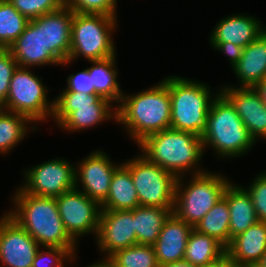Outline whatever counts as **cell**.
Here are the masks:
<instances>
[{"instance_id":"obj_39","label":"cell","mask_w":266,"mask_h":267,"mask_svg":"<svg viewBox=\"0 0 266 267\" xmlns=\"http://www.w3.org/2000/svg\"><path fill=\"white\" fill-rule=\"evenodd\" d=\"M253 88L259 94L260 99L266 105V78L257 83Z\"/></svg>"},{"instance_id":"obj_6","label":"cell","mask_w":266,"mask_h":267,"mask_svg":"<svg viewBox=\"0 0 266 267\" xmlns=\"http://www.w3.org/2000/svg\"><path fill=\"white\" fill-rule=\"evenodd\" d=\"M117 20L113 16L74 12L70 54L68 60L61 65L75 62L81 56L88 62L117 56L113 40V32L118 26Z\"/></svg>"},{"instance_id":"obj_37","label":"cell","mask_w":266,"mask_h":267,"mask_svg":"<svg viewBox=\"0 0 266 267\" xmlns=\"http://www.w3.org/2000/svg\"><path fill=\"white\" fill-rule=\"evenodd\" d=\"M66 81L67 85L61 92H77L88 95L96 94L87 68L77 72V74L69 75Z\"/></svg>"},{"instance_id":"obj_15","label":"cell","mask_w":266,"mask_h":267,"mask_svg":"<svg viewBox=\"0 0 266 267\" xmlns=\"http://www.w3.org/2000/svg\"><path fill=\"white\" fill-rule=\"evenodd\" d=\"M41 248L32 236L6 213L0 217V264L3 267H32Z\"/></svg>"},{"instance_id":"obj_13","label":"cell","mask_w":266,"mask_h":267,"mask_svg":"<svg viewBox=\"0 0 266 267\" xmlns=\"http://www.w3.org/2000/svg\"><path fill=\"white\" fill-rule=\"evenodd\" d=\"M111 160L106 152L96 149L75 165V188L99 205L106 200L112 175L120 165Z\"/></svg>"},{"instance_id":"obj_25","label":"cell","mask_w":266,"mask_h":267,"mask_svg":"<svg viewBox=\"0 0 266 267\" xmlns=\"http://www.w3.org/2000/svg\"><path fill=\"white\" fill-rule=\"evenodd\" d=\"M116 62V56L99 61H89L92 66L87 69L96 94L108 99L117 107L121 102L124 91L117 79Z\"/></svg>"},{"instance_id":"obj_8","label":"cell","mask_w":266,"mask_h":267,"mask_svg":"<svg viewBox=\"0 0 266 267\" xmlns=\"http://www.w3.org/2000/svg\"><path fill=\"white\" fill-rule=\"evenodd\" d=\"M52 119L64 131L80 132L105 120L116 121V106L98 94L60 92L54 98Z\"/></svg>"},{"instance_id":"obj_31","label":"cell","mask_w":266,"mask_h":267,"mask_svg":"<svg viewBox=\"0 0 266 267\" xmlns=\"http://www.w3.org/2000/svg\"><path fill=\"white\" fill-rule=\"evenodd\" d=\"M117 267H159L151 245H133L116 251L109 257Z\"/></svg>"},{"instance_id":"obj_2","label":"cell","mask_w":266,"mask_h":267,"mask_svg":"<svg viewBox=\"0 0 266 267\" xmlns=\"http://www.w3.org/2000/svg\"><path fill=\"white\" fill-rule=\"evenodd\" d=\"M171 98L169 76L136 94H124L116 107L118 124L124 126L130 140L141 142L148 135L170 128Z\"/></svg>"},{"instance_id":"obj_3","label":"cell","mask_w":266,"mask_h":267,"mask_svg":"<svg viewBox=\"0 0 266 267\" xmlns=\"http://www.w3.org/2000/svg\"><path fill=\"white\" fill-rule=\"evenodd\" d=\"M136 145L148 161L176 178L206 171L198 167L204 156L202 138L193 133L168 128L148 135Z\"/></svg>"},{"instance_id":"obj_40","label":"cell","mask_w":266,"mask_h":267,"mask_svg":"<svg viewBox=\"0 0 266 267\" xmlns=\"http://www.w3.org/2000/svg\"><path fill=\"white\" fill-rule=\"evenodd\" d=\"M103 259L86 267H117L109 257H103Z\"/></svg>"},{"instance_id":"obj_42","label":"cell","mask_w":266,"mask_h":267,"mask_svg":"<svg viewBox=\"0 0 266 267\" xmlns=\"http://www.w3.org/2000/svg\"><path fill=\"white\" fill-rule=\"evenodd\" d=\"M203 267H226V254L214 263L208 264Z\"/></svg>"},{"instance_id":"obj_19","label":"cell","mask_w":266,"mask_h":267,"mask_svg":"<svg viewBox=\"0 0 266 267\" xmlns=\"http://www.w3.org/2000/svg\"><path fill=\"white\" fill-rule=\"evenodd\" d=\"M73 14L74 12L64 5L38 17V27H43L44 46L62 62L68 60L70 54Z\"/></svg>"},{"instance_id":"obj_14","label":"cell","mask_w":266,"mask_h":267,"mask_svg":"<svg viewBox=\"0 0 266 267\" xmlns=\"http://www.w3.org/2000/svg\"><path fill=\"white\" fill-rule=\"evenodd\" d=\"M99 252L110 257L116 251L136 245L133 210L101 209L95 238Z\"/></svg>"},{"instance_id":"obj_21","label":"cell","mask_w":266,"mask_h":267,"mask_svg":"<svg viewBox=\"0 0 266 267\" xmlns=\"http://www.w3.org/2000/svg\"><path fill=\"white\" fill-rule=\"evenodd\" d=\"M266 252V223L257 221L231 240L226 254L234 264L254 267Z\"/></svg>"},{"instance_id":"obj_11","label":"cell","mask_w":266,"mask_h":267,"mask_svg":"<svg viewBox=\"0 0 266 267\" xmlns=\"http://www.w3.org/2000/svg\"><path fill=\"white\" fill-rule=\"evenodd\" d=\"M19 188L39 197H58L75 188V165L63 158H54L23 171Z\"/></svg>"},{"instance_id":"obj_35","label":"cell","mask_w":266,"mask_h":267,"mask_svg":"<svg viewBox=\"0 0 266 267\" xmlns=\"http://www.w3.org/2000/svg\"><path fill=\"white\" fill-rule=\"evenodd\" d=\"M245 189L251 196L257 220L266 223V171L258 174Z\"/></svg>"},{"instance_id":"obj_34","label":"cell","mask_w":266,"mask_h":267,"mask_svg":"<svg viewBox=\"0 0 266 267\" xmlns=\"http://www.w3.org/2000/svg\"><path fill=\"white\" fill-rule=\"evenodd\" d=\"M117 2L118 0H65V5L77 13L118 17Z\"/></svg>"},{"instance_id":"obj_5","label":"cell","mask_w":266,"mask_h":267,"mask_svg":"<svg viewBox=\"0 0 266 267\" xmlns=\"http://www.w3.org/2000/svg\"><path fill=\"white\" fill-rule=\"evenodd\" d=\"M213 91L208 84L180 76H169L171 98L170 128L202 137L213 99L220 90ZM212 92V93H211Z\"/></svg>"},{"instance_id":"obj_17","label":"cell","mask_w":266,"mask_h":267,"mask_svg":"<svg viewBox=\"0 0 266 267\" xmlns=\"http://www.w3.org/2000/svg\"><path fill=\"white\" fill-rule=\"evenodd\" d=\"M19 67H40L63 63L49 48L44 46L43 27H38V17L31 19L24 32L9 48Z\"/></svg>"},{"instance_id":"obj_12","label":"cell","mask_w":266,"mask_h":267,"mask_svg":"<svg viewBox=\"0 0 266 267\" xmlns=\"http://www.w3.org/2000/svg\"><path fill=\"white\" fill-rule=\"evenodd\" d=\"M59 215L69 236L79 243L80 236H97L101 206L76 188L56 197Z\"/></svg>"},{"instance_id":"obj_1","label":"cell","mask_w":266,"mask_h":267,"mask_svg":"<svg viewBox=\"0 0 266 267\" xmlns=\"http://www.w3.org/2000/svg\"><path fill=\"white\" fill-rule=\"evenodd\" d=\"M11 203L5 212L20 227L25 229L40 247L67 248L77 256V243L69 236L54 197H39L16 188Z\"/></svg>"},{"instance_id":"obj_38","label":"cell","mask_w":266,"mask_h":267,"mask_svg":"<svg viewBox=\"0 0 266 267\" xmlns=\"http://www.w3.org/2000/svg\"><path fill=\"white\" fill-rule=\"evenodd\" d=\"M210 46L214 48L217 52L221 51L223 54L228 56L229 59V65L234 68V66L238 63L240 60V57L243 53V47L232 44V43H210Z\"/></svg>"},{"instance_id":"obj_10","label":"cell","mask_w":266,"mask_h":267,"mask_svg":"<svg viewBox=\"0 0 266 267\" xmlns=\"http://www.w3.org/2000/svg\"><path fill=\"white\" fill-rule=\"evenodd\" d=\"M126 161L123 164L130 170L140 206L174 208L177 178L173 174L141 154Z\"/></svg>"},{"instance_id":"obj_20","label":"cell","mask_w":266,"mask_h":267,"mask_svg":"<svg viewBox=\"0 0 266 267\" xmlns=\"http://www.w3.org/2000/svg\"><path fill=\"white\" fill-rule=\"evenodd\" d=\"M192 229L193 226L179 219L174 213L169 216L153 245L159 265L184 260Z\"/></svg>"},{"instance_id":"obj_41","label":"cell","mask_w":266,"mask_h":267,"mask_svg":"<svg viewBox=\"0 0 266 267\" xmlns=\"http://www.w3.org/2000/svg\"><path fill=\"white\" fill-rule=\"evenodd\" d=\"M159 267H197V266L192 265L191 263H189L185 260H181V261H177V262L159 265Z\"/></svg>"},{"instance_id":"obj_30","label":"cell","mask_w":266,"mask_h":267,"mask_svg":"<svg viewBox=\"0 0 266 267\" xmlns=\"http://www.w3.org/2000/svg\"><path fill=\"white\" fill-rule=\"evenodd\" d=\"M29 21L9 0H0V48L9 49L24 32Z\"/></svg>"},{"instance_id":"obj_27","label":"cell","mask_w":266,"mask_h":267,"mask_svg":"<svg viewBox=\"0 0 266 267\" xmlns=\"http://www.w3.org/2000/svg\"><path fill=\"white\" fill-rule=\"evenodd\" d=\"M226 254V248L215 238L192 229L184 260L197 267L214 263Z\"/></svg>"},{"instance_id":"obj_7","label":"cell","mask_w":266,"mask_h":267,"mask_svg":"<svg viewBox=\"0 0 266 267\" xmlns=\"http://www.w3.org/2000/svg\"><path fill=\"white\" fill-rule=\"evenodd\" d=\"M189 177V182L185 177L177 178L173 213L194 227L223 197L231 181L227 176L211 171Z\"/></svg>"},{"instance_id":"obj_4","label":"cell","mask_w":266,"mask_h":267,"mask_svg":"<svg viewBox=\"0 0 266 267\" xmlns=\"http://www.w3.org/2000/svg\"><path fill=\"white\" fill-rule=\"evenodd\" d=\"M201 138L204 152L211 147L222 160L247 155L256 144L234 106L221 92L217 93L210 105Z\"/></svg>"},{"instance_id":"obj_9","label":"cell","mask_w":266,"mask_h":267,"mask_svg":"<svg viewBox=\"0 0 266 267\" xmlns=\"http://www.w3.org/2000/svg\"><path fill=\"white\" fill-rule=\"evenodd\" d=\"M29 69L17 66L14 70L2 109L24 115L36 126L38 122L44 123L48 117L52 118L54 98L48 99L49 89Z\"/></svg>"},{"instance_id":"obj_24","label":"cell","mask_w":266,"mask_h":267,"mask_svg":"<svg viewBox=\"0 0 266 267\" xmlns=\"http://www.w3.org/2000/svg\"><path fill=\"white\" fill-rule=\"evenodd\" d=\"M100 206L106 210H133L140 206L130 170L123 163L115 169L108 196Z\"/></svg>"},{"instance_id":"obj_36","label":"cell","mask_w":266,"mask_h":267,"mask_svg":"<svg viewBox=\"0 0 266 267\" xmlns=\"http://www.w3.org/2000/svg\"><path fill=\"white\" fill-rule=\"evenodd\" d=\"M17 62L9 49H0V105L7 98L12 74L17 68Z\"/></svg>"},{"instance_id":"obj_43","label":"cell","mask_w":266,"mask_h":267,"mask_svg":"<svg viewBox=\"0 0 266 267\" xmlns=\"http://www.w3.org/2000/svg\"><path fill=\"white\" fill-rule=\"evenodd\" d=\"M226 267H251V266L234 264L230 260L229 256L226 254Z\"/></svg>"},{"instance_id":"obj_22","label":"cell","mask_w":266,"mask_h":267,"mask_svg":"<svg viewBox=\"0 0 266 267\" xmlns=\"http://www.w3.org/2000/svg\"><path fill=\"white\" fill-rule=\"evenodd\" d=\"M232 70L239 82L236 87L253 88L266 78V30L243 49Z\"/></svg>"},{"instance_id":"obj_29","label":"cell","mask_w":266,"mask_h":267,"mask_svg":"<svg viewBox=\"0 0 266 267\" xmlns=\"http://www.w3.org/2000/svg\"><path fill=\"white\" fill-rule=\"evenodd\" d=\"M229 205L222 197L193 227L196 231L215 238L225 248L230 245Z\"/></svg>"},{"instance_id":"obj_16","label":"cell","mask_w":266,"mask_h":267,"mask_svg":"<svg viewBox=\"0 0 266 267\" xmlns=\"http://www.w3.org/2000/svg\"><path fill=\"white\" fill-rule=\"evenodd\" d=\"M220 92L231 102L242 119L250 136L257 140L266 139V105L254 88L222 85Z\"/></svg>"},{"instance_id":"obj_18","label":"cell","mask_w":266,"mask_h":267,"mask_svg":"<svg viewBox=\"0 0 266 267\" xmlns=\"http://www.w3.org/2000/svg\"><path fill=\"white\" fill-rule=\"evenodd\" d=\"M265 30L266 26L257 17L246 13H235V15L222 17L217 22L208 41L209 43L229 42L245 48Z\"/></svg>"},{"instance_id":"obj_33","label":"cell","mask_w":266,"mask_h":267,"mask_svg":"<svg viewBox=\"0 0 266 267\" xmlns=\"http://www.w3.org/2000/svg\"><path fill=\"white\" fill-rule=\"evenodd\" d=\"M38 249L32 267H67V263L75 262L74 256L67 248L45 247Z\"/></svg>"},{"instance_id":"obj_23","label":"cell","mask_w":266,"mask_h":267,"mask_svg":"<svg viewBox=\"0 0 266 267\" xmlns=\"http://www.w3.org/2000/svg\"><path fill=\"white\" fill-rule=\"evenodd\" d=\"M223 197L229 205L231 243L234 237L246 231L258 220L251 196L243 186L241 187L231 181L226 187Z\"/></svg>"},{"instance_id":"obj_26","label":"cell","mask_w":266,"mask_h":267,"mask_svg":"<svg viewBox=\"0 0 266 267\" xmlns=\"http://www.w3.org/2000/svg\"><path fill=\"white\" fill-rule=\"evenodd\" d=\"M174 208L137 206L134 208V229L137 244L153 246L158 239L164 222Z\"/></svg>"},{"instance_id":"obj_32","label":"cell","mask_w":266,"mask_h":267,"mask_svg":"<svg viewBox=\"0 0 266 267\" xmlns=\"http://www.w3.org/2000/svg\"><path fill=\"white\" fill-rule=\"evenodd\" d=\"M9 2L29 20L60 9L65 0H9Z\"/></svg>"},{"instance_id":"obj_28","label":"cell","mask_w":266,"mask_h":267,"mask_svg":"<svg viewBox=\"0 0 266 267\" xmlns=\"http://www.w3.org/2000/svg\"><path fill=\"white\" fill-rule=\"evenodd\" d=\"M24 115L0 110V154H8L14 147L24 141L28 131H34L37 127ZM30 126V130L28 127Z\"/></svg>"}]
</instances>
